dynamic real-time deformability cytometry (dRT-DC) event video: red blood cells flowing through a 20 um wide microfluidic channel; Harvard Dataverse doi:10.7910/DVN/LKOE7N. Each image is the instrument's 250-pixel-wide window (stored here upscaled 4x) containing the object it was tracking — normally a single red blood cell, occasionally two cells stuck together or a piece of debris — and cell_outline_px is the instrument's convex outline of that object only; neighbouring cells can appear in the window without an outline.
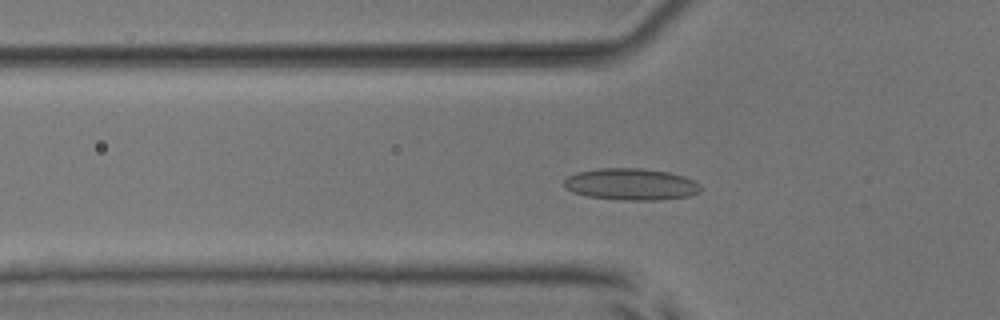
{"species": "common noctule bat (a hibernating species)", "species_latin": "Nyctalus noctula", "temperature_condition": "room temperature", "stored_images_in_passage": 41, "camera_frame_rate_fps": 3000, "um_per_image_px": 0.085, "animal": {"sex": "male", "body_mass_g": 17.9, "forearm_length_mm": 54.2}, "frame": {"image": 1, "passage_image": 17, "time_ms": 5.333, "image_size_px": [1000, 320], "cell_outline_px": [[700, 192], [688, 196], [660, 200], [624, 200], [588, 196], [572, 192], [564, 188], [564, 180], [568, 176], [576, 172], [596, 168], [640, 168], [668, 172], [684, 176], [700, 184]], "centroid_in_image_um": [53.61, 15.66], "position_along_channel_um": 72.2, "area_um2": 25.32}}
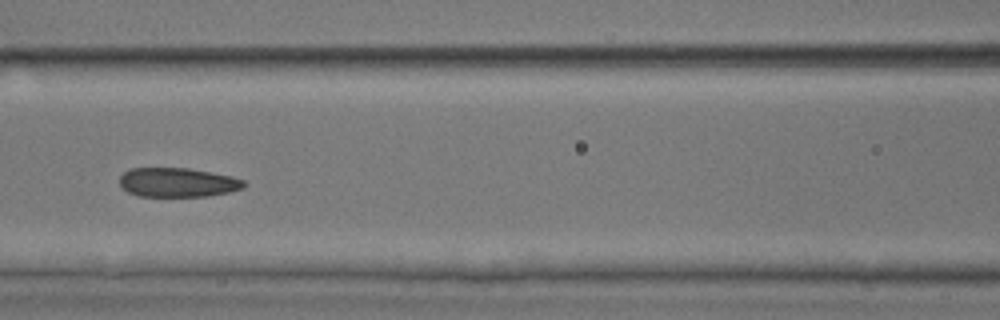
{"frame": {"image": 2, "passage_image": 23, "time_ms": 7.333, "image_size_px": [1000, 320], "cell_outline_px": [[248, 184], [244, 188], [228, 192], [208, 196], [140, 196], [128, 192], [120, 184], [120, 176], [128, 168], [188, 168], [232, 176], [244, 180]], "centroid_in_image_um": [15.12, 15.5], "position_along_channel_um": 151.5, "area_um2": 21.21}}
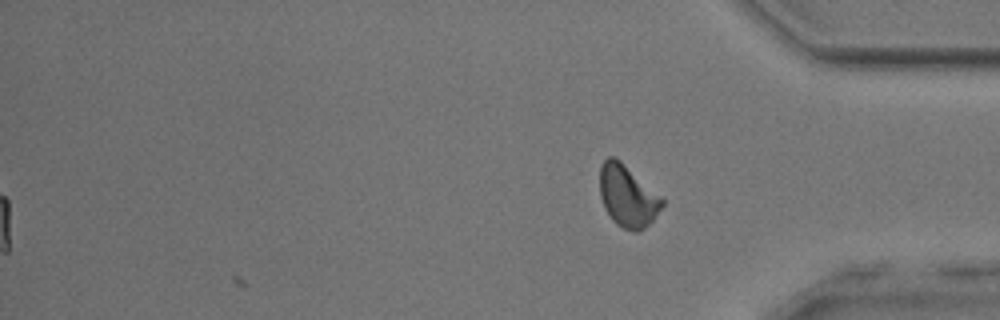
{"frame": {"image": 3, "passage_image": 41, "time_ms": 13.333, "image_size_px": [1000, 320], "cell_outline_px": [[664, 204], [652, 220], [644, 228], [636, 232], [632, 232], [616, 224], [612, 220], [604, 208], [600, 196], [600, 164], [608, 156], [612, 156], [620, 160], [660, 196], [664, 200]], "centroid_in_image_um": [53.31, 16.67], "position_along_channel_um": 381.9, "area_um2": 22.25}, "authors_computed_cell_mechanics": {"area_um2": 22.8888, "velocity_mm_per_s": 3.9708, "shape_relaxation_time_tau1_ms": 5.0292, "shape_relaxation_time_tau2_ms": 1.5644, "deformation_change_tau1": 0.1299, "deformation_change_tau2": 0.0744}}